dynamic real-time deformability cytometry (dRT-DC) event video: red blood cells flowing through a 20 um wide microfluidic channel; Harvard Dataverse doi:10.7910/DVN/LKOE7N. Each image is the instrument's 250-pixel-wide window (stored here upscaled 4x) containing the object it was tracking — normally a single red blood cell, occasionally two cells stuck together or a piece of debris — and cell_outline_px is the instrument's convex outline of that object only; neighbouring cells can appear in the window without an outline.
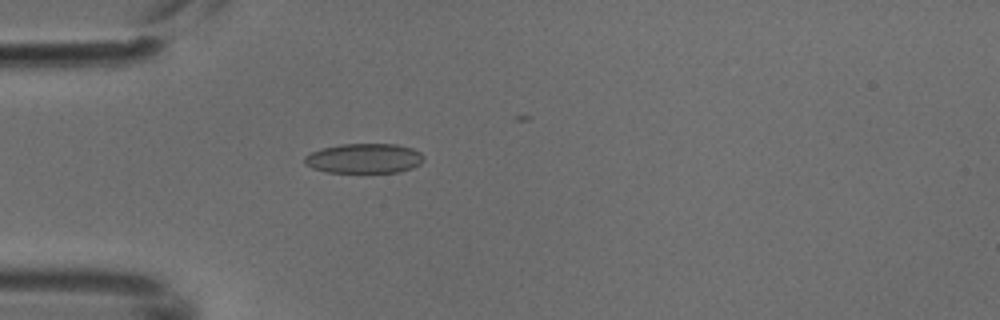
{"species": "common noctule bat (a hibernating species)", "species_latin": "Nyctalus noctula", "temperature_condition": "cold", "stored_images_in_passage": 1, "camera_frame_rate_fps": 3000, "um_per_image_px": 0.085, "animal": {"sex": "male", "body_mass_g": 18.8}, "frame": {"image": 1, "passage_image": 1, "time_ms": 0.0, "image_size_px": [1000, 320], "cell_outline_px": [[424, 160], [420, 164], [412, 168], [400, 172], [324, 172], [312, 168], [304, 164], [304, 156], [312, 152], [324, 148], [340, 144], [396, 144], [412, 148], [420, 152], [424, 156]], "centroid_in_image_um": [30.96, 13.46], "position_along_channel_um": 54.0, "area_um2": 20.75}}